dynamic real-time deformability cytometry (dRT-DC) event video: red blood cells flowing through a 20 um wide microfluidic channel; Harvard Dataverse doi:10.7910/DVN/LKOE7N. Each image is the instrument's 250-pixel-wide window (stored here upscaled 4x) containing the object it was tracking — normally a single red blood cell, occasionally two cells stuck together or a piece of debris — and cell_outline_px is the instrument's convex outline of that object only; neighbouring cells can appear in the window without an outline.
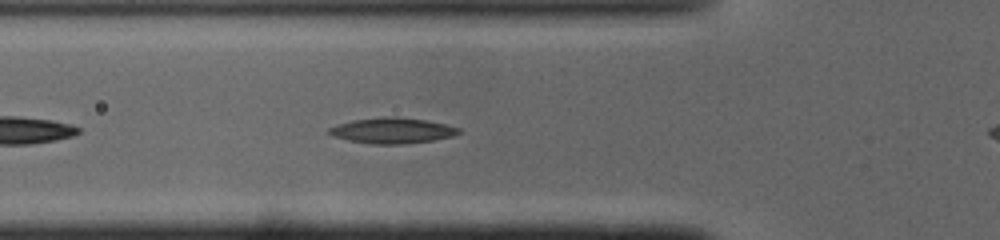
{"species": "common noctule bat (a hibernating species)", "species_latin": "Nyctalus noctula", "temperature_condition": "cold", "stored_images_in_passage": 37, "camera_frame_rate_fps": 3000, "um_per_image_px": 0.085, "animal": {"sex": "male", "body_mass_g": 19.0, "forearm_length_mm": 50.8}, "frame": {"image": 1, "passage_image": 6, "time_ms": 1.667, "image_size_px": [1000, 240], "cell_outline_px": [[464, 132], [456, 136], [432, 140], [404, 144], [372, 144], [348, 140], [332, 136], [324, 132], [328, 128], [336, 124], [352, 120], [384, 116], [396, 116], [424, 120], [448, 124], [460, 128]], "centroid_in_image_um": [33.35, 11.09], "position_along_channel_um": 92.5, "area_um2": 19.83}}
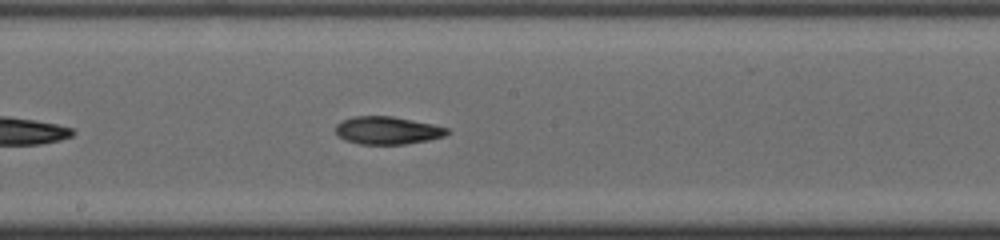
{"frame": {"image": 2, "passage_image": 15, "time_ms": 4.667, "image_size_px": [1000, 240], "cell_outline_px": [[452, 132], [444, 136], [428, 140], [404, 144], [360, 144], [344, 140], [336, 136], [336, 124], [340, 120], [352, 116], [392, 116], [432, 124], [448, 128]], "centroid_in_image_um": [32.89, 11.08], "position_along_channel_um": 215.3, "area_um2": 18.21}}
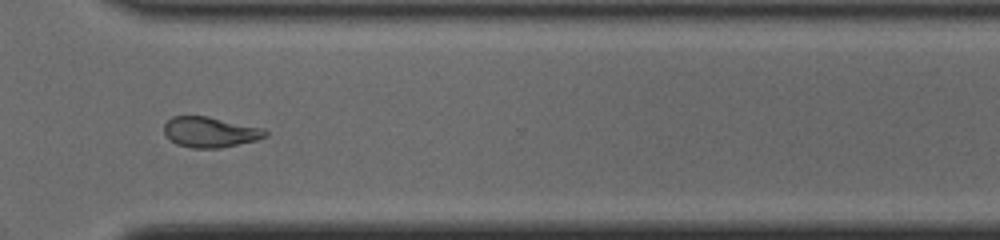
{"frame": {"image": 3, "passage_image": 25, "time_ms": 8.0, "image_size_px": [1000, 240], "cell_outline_px": [[268, 136], [256, 140], [220, 148], [192, 148], [176, 144], [164, 132], [164, 124], [172, 116], [208, 116], [264, 128], [268, 132]], "centroid_in_image_um": [17.88, 11.22], "position_along_channel_um": 352.7, "area_um2": 17.98}, "authors_computed_cell_mechanics": {"area_um2": 18.6694, "velocity_mm_per_s": 4.1042, "shape_relaxation_time_tau1_ms": 9.4592, "shape_relaxation_time_tau2_ms": 4.7371, "deformation_change_tau1": 0.2153, "deformation_change_tau2": 0.132}}